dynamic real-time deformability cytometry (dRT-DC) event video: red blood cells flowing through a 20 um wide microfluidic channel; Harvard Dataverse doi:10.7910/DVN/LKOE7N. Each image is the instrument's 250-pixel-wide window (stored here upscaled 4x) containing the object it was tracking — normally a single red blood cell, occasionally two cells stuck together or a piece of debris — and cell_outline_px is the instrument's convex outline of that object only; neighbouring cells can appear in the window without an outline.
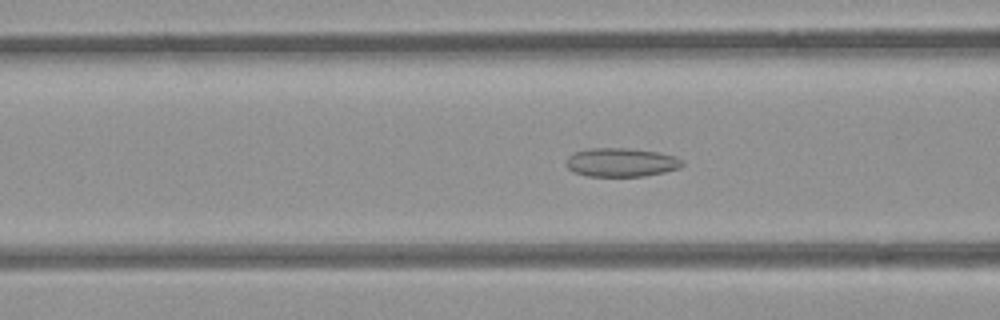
{"species": "common noctule bat (a hibernating species)", "species_latin": "Nyctalus noctula", "temperature_condition": "room temperature", "stored_images_in_passage": 53, "camera_frame_rate_fps": 3000, "um_per_image_px": 0.085, "animal": {"sex": "female", "body_mass_g": 21.9}, "frame": {"image": 1, "passage_image": 21, "time_ms": 6.667, "image_size_px": [1000, 320], "cell_outline_px": [[684, 164], [680, 168], [664, 172], [644, 176], [588, 176], [572, 172], [564, 164], [564, 160], [572, 152], [588, 148], [628, 148], [656, 152], [672, 156], [684, 160]], "centroid_in_image_um": [52.73, 13.8], "position_along_channel_um": 113.9, "area_um2": 19.65}}
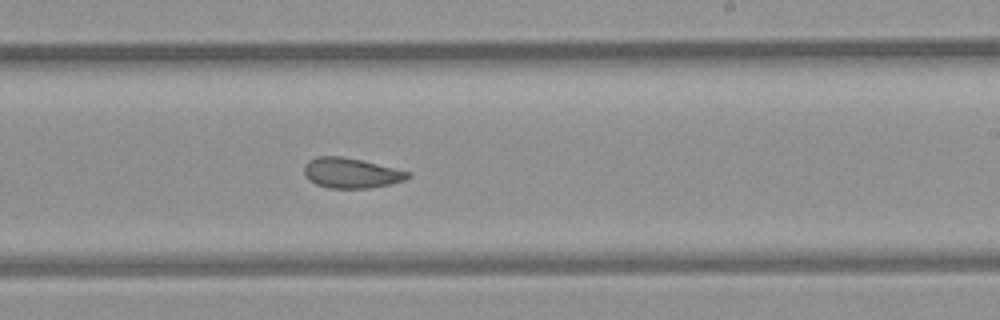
{"frame": {"image": 2, "passage_image": 32, "time_ms": 10.333, "image_size_px": [1000, 320], "cell_outline_px": [[412, 176], [404, 180], [372, 188], [328, 188], [316, 184], [308, 180], [304, 176], [304, 164], [308, 160], [316, 156], [340, 156], [360, 160], [408, 172]], "centroid_in_image_um": [29.76, 14.71], "position_along_channel_um": 259.2, "area_um2": 18.09}}
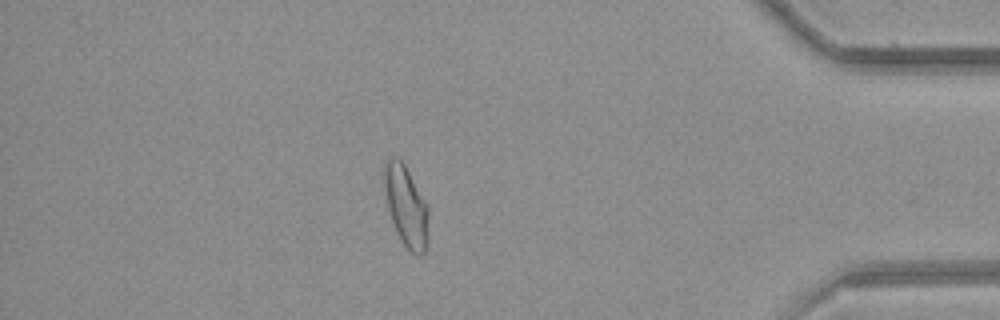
{"frame": {"image": 3, "passage_image": 46, "time_ms": 15.0, "image_size_px": [1000, 320], "cell_outline_px": [[428, 236], [424, 252], [420, 256], [416, 256], [404, 244], [392, 220], [388, 204], [384, 184], [384, 168], [388, 160], [392, 156], [400, 160], [404, 164], [428, 208]], "centroid_in_image_um": [34.54, 17.54], "position_along_channel_um": 400.7, "area_um2": 19.94}, "authors_computed_cell_mechanics": {"area_um2": 20.1144, "velocity_mm_per_s": 3.9614, "shape_relaxation_time_tau1_ms": null, "shape_relaxation_time_tau2_ms": 1.7685, "deformation_change_tau1": null, "deformation_change_tau2": 0.0835}}